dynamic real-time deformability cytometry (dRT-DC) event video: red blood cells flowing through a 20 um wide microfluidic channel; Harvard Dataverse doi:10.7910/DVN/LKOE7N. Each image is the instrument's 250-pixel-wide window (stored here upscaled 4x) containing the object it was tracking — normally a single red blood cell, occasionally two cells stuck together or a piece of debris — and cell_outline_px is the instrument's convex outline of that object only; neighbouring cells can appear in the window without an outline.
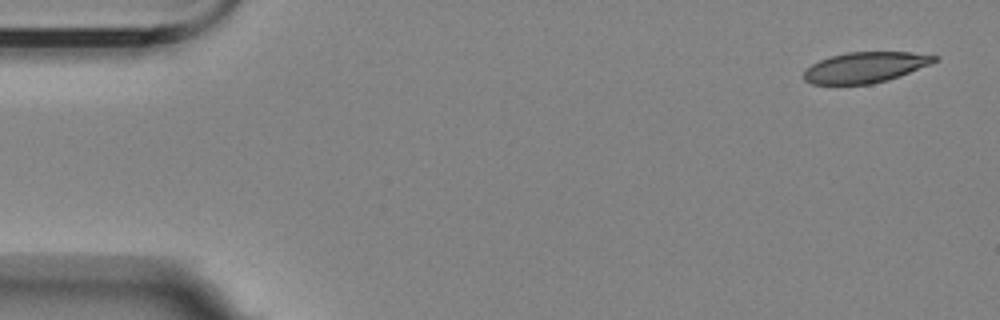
{"species": "Egyptian fruit bat (a non-hibernating species)", "species_latin": "Rousettus aegyptiacus", "temperature_condition": "room temperature", "stored_images_in_passage": 5, "segment_of_instrument_passage": [1, 2], "camera_frame_rate_fps": 3000, "um_per_image_px": 0.085, "animal": {"sex": "female"}, "frame": {"image": 1, "passage_image": 1, "time_ms": 0.0, "image_size_px": [1000, 320], "cell_outline_px": [[940, 60], [932, 64], [900, 76], [888, 80], [872, 84], [812, 84], [804, 80], [804, 72], [812, 64], [820, 60], [832, 56], [848, 52], [912, 52], [940, 56]], "centroid_in_image_um": [73.62, 5.72], "position_along_channel_um": 11.4, "area_um2": 23.41}}